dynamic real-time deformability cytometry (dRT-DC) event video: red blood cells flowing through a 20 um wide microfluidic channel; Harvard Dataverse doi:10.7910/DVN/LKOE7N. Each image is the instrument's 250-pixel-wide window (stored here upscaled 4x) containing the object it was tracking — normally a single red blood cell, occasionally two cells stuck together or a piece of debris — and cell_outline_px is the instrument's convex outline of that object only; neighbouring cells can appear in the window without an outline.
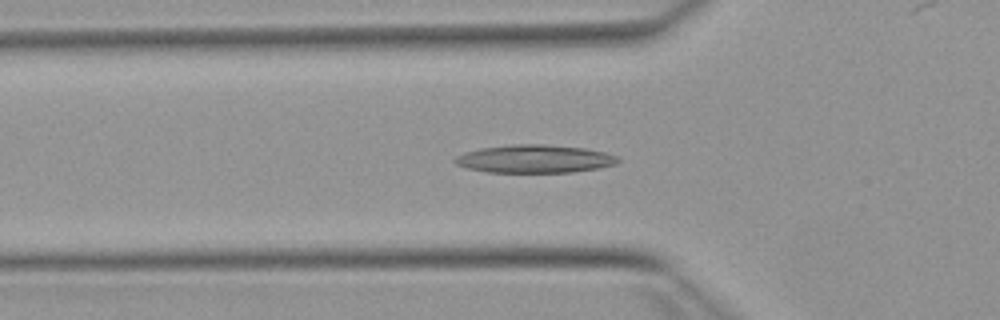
{"species": "Egyptian fruit bat (a non-hibernating species)", "species_latin": "Rousettus aegyptiacus", "temperature_condition": "warm", "stored_images_in_passage": 34, "camera_frame_rate_fps": 3000, "um_per_image_px": 0.085, "animal": {"sex": "female"}, "frame": {"image": 1, "passage_image": 17, "time_ms": 5.333, "image_size_px": [1000, 320], "cell_outline_px": [[620, 160], [616, 164], [600, 168], [572, 172], [488, 172], [468, 168], [456, 164], [452, 160], [456, 156], [464, 152], [480, 148], [516, 144], [544, 144], [584, 148], [604, 152], [616, 156]], "centroid_in_image_um": [45.43, 13.5], "position_along_channel_um": 80.4, "area_um2": 26.59}}
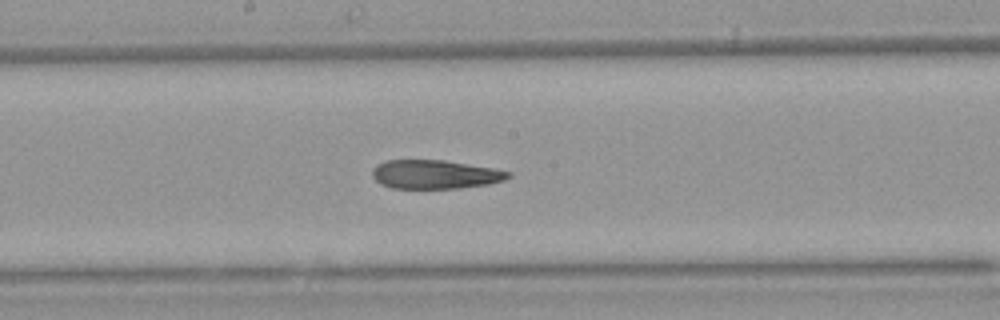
{"frame": {"image": 2, "passage_image": 27, "time_ms": 8.667, "image_size_px": [1000, 320], "cell_outline_px": [[512, 176], [504, 180], [488, 184], [460, 188], [392, 188], [380, 184], [372, 176], [372, 168], [376, 164], [388, 160], [444, 160], [492, 168], [512, 172]], "centroid_in_image_um": [36.96, 14.82], "position_along_channel_um": 211.2, "area_um2": 22.83}}
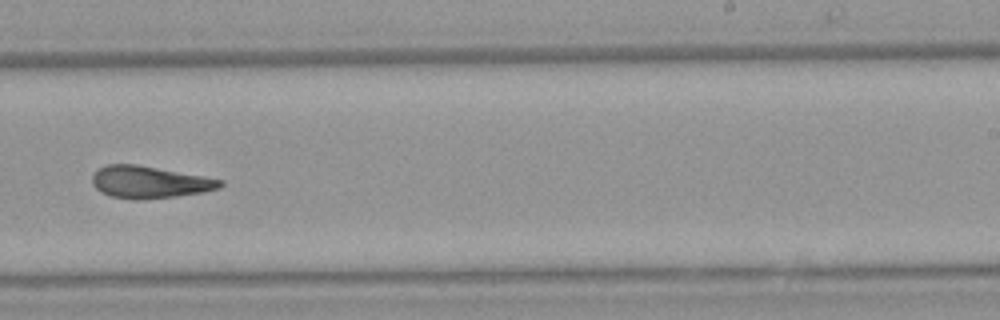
{"frame": {"image": 3, "passage_image": 32, "time_ms": 10.333, "image_size_px": [1000, 320], "cell_outline_px": [[224, 184], [220, 188], [204, 192], [176, 196], [136, 200], [112, 196], [100, 192], [92, 184], [92, 176], [100, 168], [108, 164], [136, 164], [204, 176], [224, 180]], "centroid_in_image_um": [12.73, 15.48], "position_along_channel_um": 276.3, "area_um2": 23.87}}